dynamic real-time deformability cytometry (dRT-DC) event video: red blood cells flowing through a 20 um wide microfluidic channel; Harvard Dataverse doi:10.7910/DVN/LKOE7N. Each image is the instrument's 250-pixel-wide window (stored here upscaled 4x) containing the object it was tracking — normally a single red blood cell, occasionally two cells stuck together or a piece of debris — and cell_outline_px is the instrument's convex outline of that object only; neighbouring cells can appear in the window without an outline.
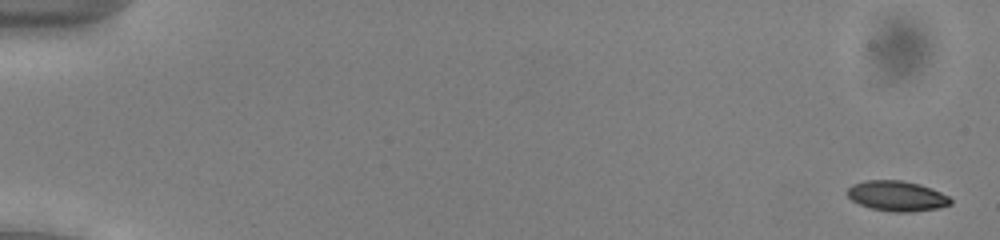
{"species": "common noctule bat (a hibernating species)", "species_latin": "Nyctalus noctula", "temperature_condition": "cold", "stored_images_in_passage": 54, "camera_frame_rate_fps": 3000, "um_per_image_px": 0.085, "animal": {"sex": "male", "body_mass_g": 13.0, "forearm_length_mm": 53.1}, "frame": {"image": 1, "passage_image": 2, "time_ms": 0.333, "image_size_px": [1000, 240], "cell_outline_px": [[952, 204], [940, 208], [912, 212], [892, 212], [872, 208], [860, 204], [852, 200], [848, 196], [848, 188], [852, 184], [864, 180], [900, 180], [920, 184], [932, 188], [948, 196], [952, 200]], "centroid_in_image_um": [76.26, 16.66], "position_along_channel_um": 8.7, "area_um2": 18.26}}
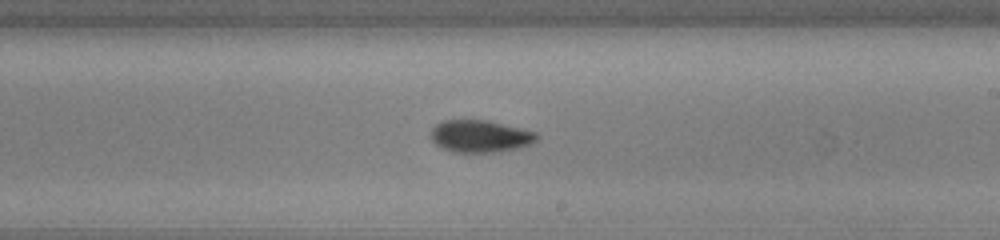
{"frame": {"image": 2, "passage_image": 33, "time_ms": 10.667, "image_size_px": [1000, 240], "cell_outline_px": [[540, 140], [532, 144], [520, 148], [500, 152], [452, 152], [436, 144], [432, 140], [432, 128], [436, 124], [444, 120], [488, 120], [536, 132], [540, 136]], "centroid_in_image_um": [40.89, 11.59], "position_along_channel_um": 248.1, "area_um2": 20.06}}
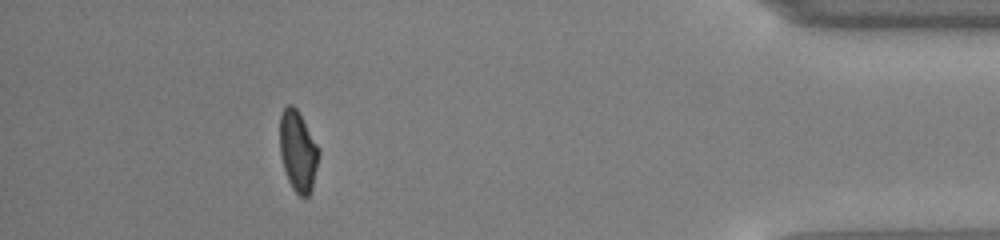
{"frame": {"image": 3, "passage_image": 49, "time_ms": 16.0, "image_size_px": [1000, 240], "cell_outline_px": [[320, 152], [312, 188], [308, 196], [300, 196], [292, 188], [288, 180], [280, 156], [280, 116], [284, 108], [288, 104], [292, 104], [296, 108], [316, 144]], "centroid_in_image_um": [25.31, 12.86], "position_along_channel_um": 409.9, "area_um2": 17.98}, "authors_computed_cell_mechanics": {"area_um2": 18.9295, "velocity_mm_per_s": 3.9367, "shape_relaxation_time_tau1_ms": 2.4962, "shape_relaxation_time_tau2_ms": 3.4402, "deformation_change_tau1": 0.0936, "deformation_change_tau2": 0.0715}}